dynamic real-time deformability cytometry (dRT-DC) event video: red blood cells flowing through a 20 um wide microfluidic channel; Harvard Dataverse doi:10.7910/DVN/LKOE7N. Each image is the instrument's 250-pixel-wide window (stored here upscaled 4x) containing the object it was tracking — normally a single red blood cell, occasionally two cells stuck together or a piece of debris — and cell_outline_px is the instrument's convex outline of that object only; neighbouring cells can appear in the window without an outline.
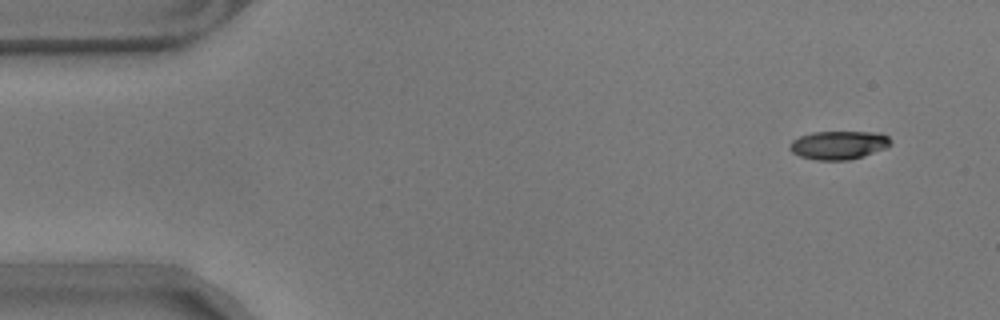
{"species": "common noctule bat (a hibernating species)", "species_latin": "Nyctalus noctula", "temperature_condition": "warm", "stored_images_in_passage": 55, "camera_frame_rate_fps": 3000, "um_per_image_px": 0.085, "animal": {"sex": "male", "body_mass_g": 17.9}, "frame": {"image": 1, "passage_image": 2, "time_ms": 0.333, "image_size_px": [1000, 320], "cell_outline_px": [[892, 144], [888, 148], [864, 156], [848, 160], [816, 160], [800, 156], [792, 152], [788, 148], [788, 144], [792, 140], [800, 136], [812, 132], [880, 132], [888, 136], [892, 140]], "centroid_in_image_um": [71.31, 12.33], "position_along_channel_um": 13.7, "area_um2": 17.05}}
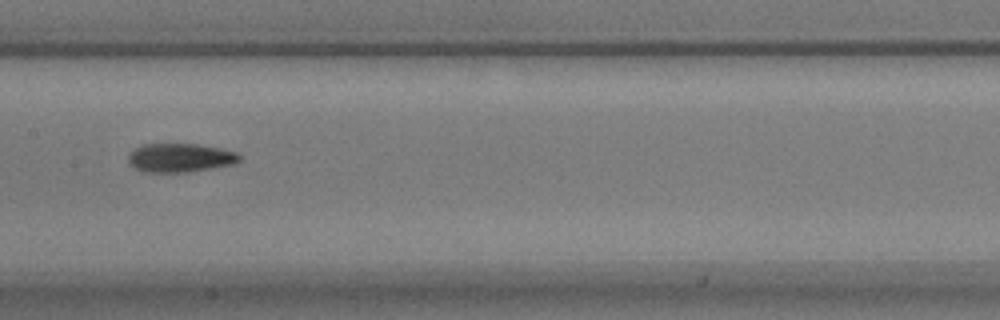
{"frame": {"image": 2, "passage_image": 26, "time_ms": 8.333, "image_size_px": [1000, 320], "cell_outline_px": [[240, 160], [232, 164], [212, 168], [188, 172], [140, 172], [128, 164], [128, 156], [136, 148], [144, 144], [196, 144], [220, 148], [240, 152]], "centroid_in_image_um": [15.3, 13.42], "position_along_channel_um": 192.1, "area_um2": 18.73}}
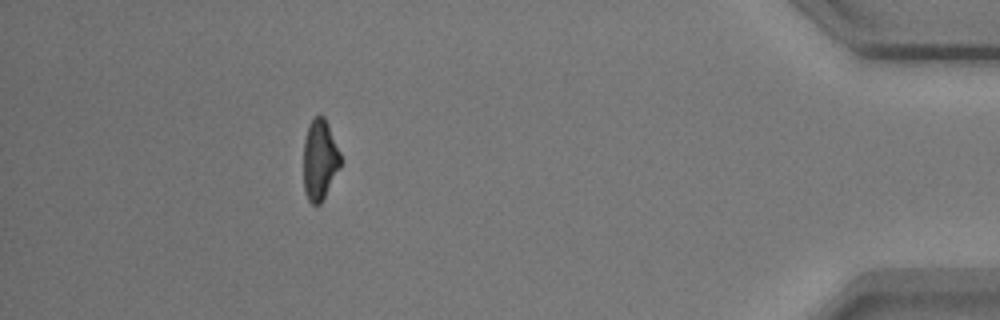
{"frame": {"image": 3, "passage_image": 49, "time_ms": 16.0, "image_size_px": [1000, 320], "cell_outline_px": [[344, 160], [340, 168], [320, 204], [312, 204], [308, 200], [304, 192], [304, 140], [308, 124], [320, 112], [324, 116], [328, 124]], "centroid_in_image_um": [27.2, 13.55], "position_along_channel_um": 408.0, "area_um2": 17.69}, "authors_computed_cell_mechanics": {"area_um2": 18.2648, "velocity_mm_per_s": 3.5443, "shape_relaxation_time_tau1_ms": 6.7304, "shape_relaxation_time_tau2_ms": 2.9465, "deformation_change_tau1": 0.2069, "deformation_change_tau2": 0.107}}